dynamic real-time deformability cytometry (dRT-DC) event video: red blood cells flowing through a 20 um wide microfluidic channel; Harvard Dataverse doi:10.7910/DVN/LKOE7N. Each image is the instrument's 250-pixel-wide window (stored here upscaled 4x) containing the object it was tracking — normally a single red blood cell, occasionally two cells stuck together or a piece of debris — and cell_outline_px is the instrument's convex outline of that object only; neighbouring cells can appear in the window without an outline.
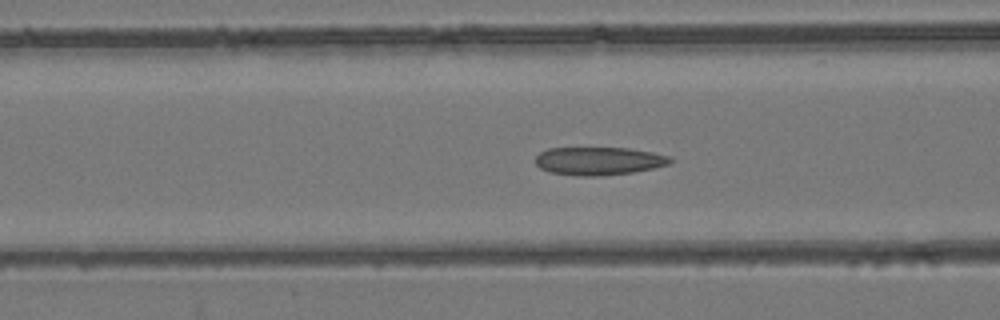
{"species": "common noctule bat (a hibernating species)", "species_latin": "Nyctalus noctula", "temperature_condition": "room temperature", "stored_images_in_passage": 45, "camera_frame_rate_fps": 3000, "um_per_image_px": 0.085, "animal": {"sex": "female", "body_mass_g": 24.6, "forearm_length_mm": 56.2}, "frame": {"image": 1, "passage_image": 18, "time_ms": 5.667, "image_size_px": [1000, 320], "cell_outline_px": [[672, 160], [668, 164], [656, 168], [632, 172], [600, 176], [580, 176], [548, 172], [540, 168], [536, 164], [536, 156], [540, 152], [548, 148], [628, 148], [652, 152], [672, 156]], "centroid_in_image_um": [50.9, 13.68], "position_along_channel_um": 115.7, "area_um2": 22.14}}
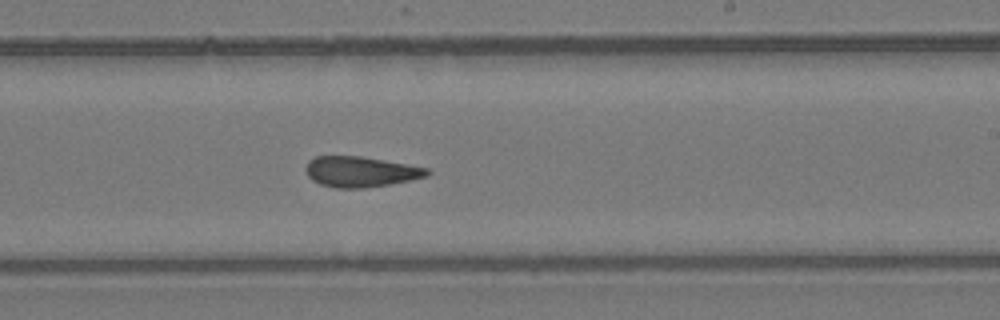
{"frame": {"image": 2, "passage_image": 29, "time_ms": 9.333, "image_size_px": [1000, 320], "cell_outline_px": [[432, 172], [428, 176], [388, 184], [364, 188], [336, 188], [320, 184], [312, 180], [308, 176], [304, 168], [308, 160], [316, 156], [360, 156], [384, 160], [428, 168]], "centroid_in_image_um": [30.61, 14.59], "position_along_channel_um": 258.4, "area_um2": 21.56}}
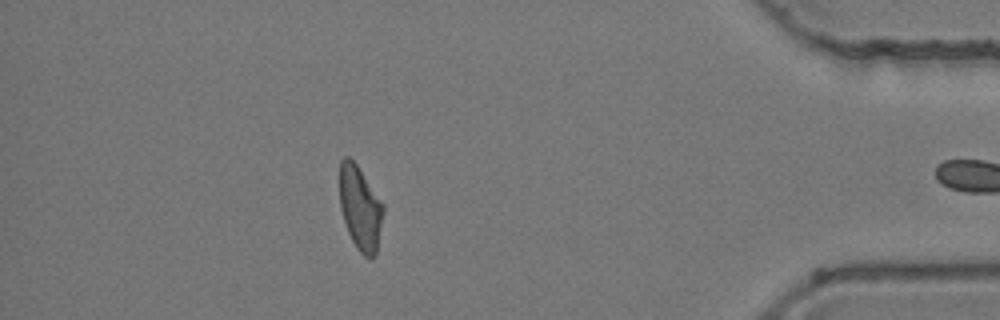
{"frame": {"image": 3, "passage_image": 44, "time_ms": 14.333, "image_size_px": [1000, 320], "cell_outline_px": [[384, 212], [376, 256], [364, 256], [356, 248], [348, 232], [340, 208], [340, 160], [344, 156], [348, 156], [356, 164], [384, 204]], "centroid_in_image_um": [30.62, 17.69], "position_along_channel_um": 404.6, "area_um2": 21.33}, "authors_computed_cell_mechanics": {"area_um2": 22.1952, "velocity_mm_per_s": 3.8941, "shape_relaxation_time_tau1_ms": null, "shape_relaxation_time_tau2_ms": 4.0101, "deformation_change_tau1": null, "deformation_change_tau2": 0.1332}}